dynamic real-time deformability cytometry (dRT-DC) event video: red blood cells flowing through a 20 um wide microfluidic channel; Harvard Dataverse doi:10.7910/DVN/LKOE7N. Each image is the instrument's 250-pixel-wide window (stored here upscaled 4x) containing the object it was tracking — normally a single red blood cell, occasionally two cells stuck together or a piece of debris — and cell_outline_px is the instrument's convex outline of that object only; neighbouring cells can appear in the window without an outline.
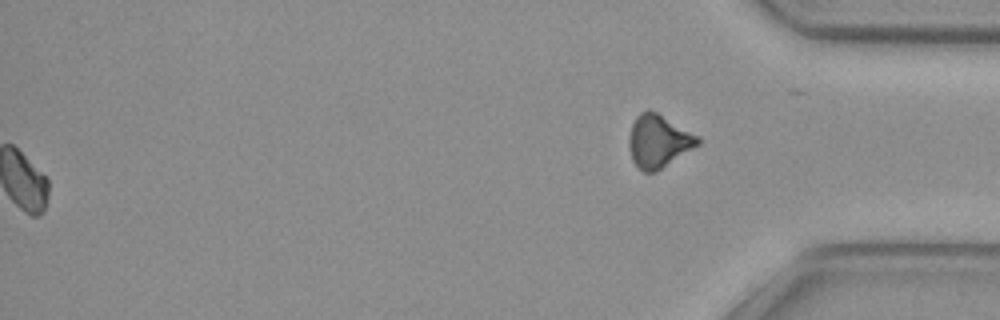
{"species": "common noctule bat (a hibernating species)", "species_latin": "Nyctalus noctula", "temperature_condition": "cold", "stored_images_in_passage": 38, "segment_of_instrument_passage": [2, 2], "camera_frame_rate_fps": 3000, "um_per_image_px": 0.085, "animal": {"sex": "female", "body_mass_g": 29.2, "forearm_length_mm": 56.3}, "frame": {"image": 1, "passage_image": 38, "time_ms": 12.333, "image_size_px": [1000, 320], "cell_outline_px": [[700, 144], [656, 172], [644, 172], [632, 160], [628, 144], [628, 140], [632, 124], [636, 116], [640, 112], [648, 108], [656, 112], [700, 136]], "centroid_in_image_um": [55.97, 11.98], "position_along_channel_um": 379.2, "area_um2": 21.21}}